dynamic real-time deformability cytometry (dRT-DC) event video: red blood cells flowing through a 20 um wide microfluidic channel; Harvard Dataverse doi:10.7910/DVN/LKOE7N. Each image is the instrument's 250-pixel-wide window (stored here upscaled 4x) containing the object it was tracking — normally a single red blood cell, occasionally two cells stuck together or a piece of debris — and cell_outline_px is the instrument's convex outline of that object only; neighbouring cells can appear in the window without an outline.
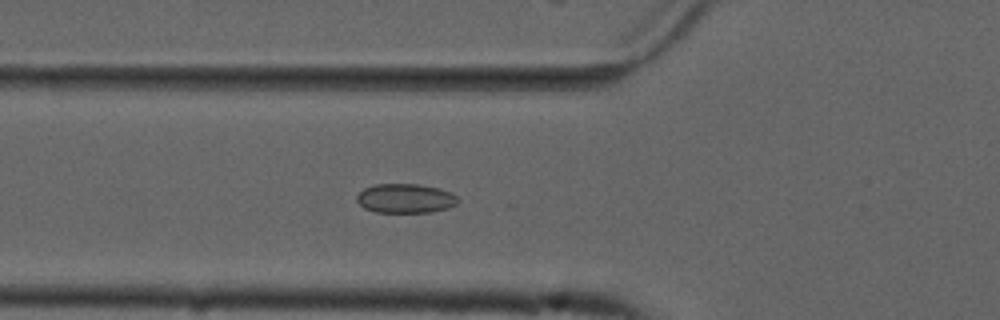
{"species": "common noctule bat (a hibernating species)", "species_latin": "Nyctalus noctula", "temperature_condition": "cold", "stored_images_in_passage": 55, "camera_frame_rate_fps": 3000, "um_per_image_px": 0.085, "animal": {"sex": "male", "forearm_length_mm": 52.5}, "frame": {"image": 1, "passage_image": 20, "time_ms": 6.333, "image_size_px": [1000, 320], "cell_outline_px": [[460, 200], [456, 204], [448, 208], [428, 212], [376, 212], [364, 208], [356, 200], [356, 196], [364, 188], [376, 184], [420, 184], [440, 188], [452, 192]], "centroid_in_image_um": [34.48, 16.85], "position_along_channel_um": 91.3, "area_um2": 17.34}}
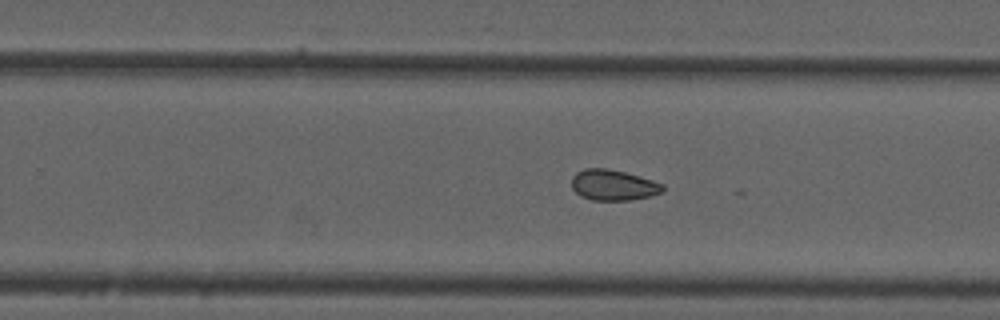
{"frame": {"image": 2, "passage_image": 35, "time_ms": 11.333, "image_size_px": [1000, 320], "cell_outline_px": [[664, 192], [652, 196], [632, 200], [592, 200], [580, 196], [572, 188], [572, 176], [576, 172], [584, 168], [608, 168], [640, 176], [664, 184]], "centroid_in_image_um": [52.14, 15.73], "position_along_channel_um": 277.7, "area_um2": 16.53}}
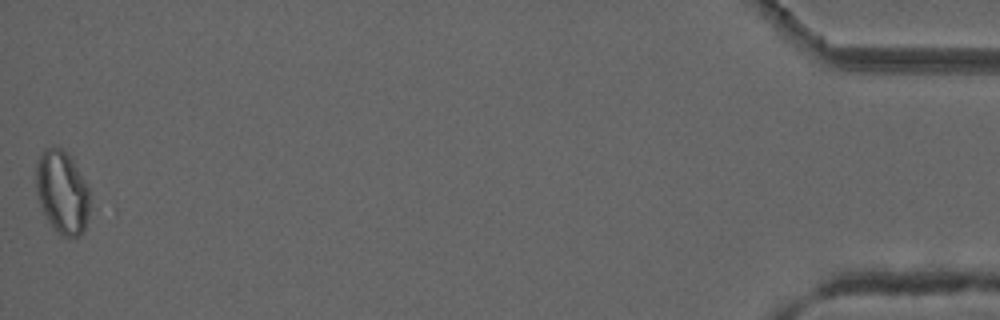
{"frame": {"image": 3, "passage_image": 55, "time_ms": 18.0, "image_size_px": [1000, 320], "cell_outline_px": [[88, 216], [84, 228], [80, 236], [64, 236], [48, 220], [40, 204], [36, 192], [36, 164], [44, 148], [52, 144], [64, 148], [68, 152], [88, 188]], "centroid_in_image_um": [5.26, 16.25], "position_along_channel_um": 429.9, "area_um2": 25.72}, "authors_computed_cell_mechanics": {"area_um2": 18.1492, "velocity_mm_per_s": 3.7174, "shape_relaxation_time_tau1_ms": null, "shape_relaxation_time_tau2_ms": 2.9876, "deformation_change_tau1": null, "deformation_change_tau2": 0.066}}